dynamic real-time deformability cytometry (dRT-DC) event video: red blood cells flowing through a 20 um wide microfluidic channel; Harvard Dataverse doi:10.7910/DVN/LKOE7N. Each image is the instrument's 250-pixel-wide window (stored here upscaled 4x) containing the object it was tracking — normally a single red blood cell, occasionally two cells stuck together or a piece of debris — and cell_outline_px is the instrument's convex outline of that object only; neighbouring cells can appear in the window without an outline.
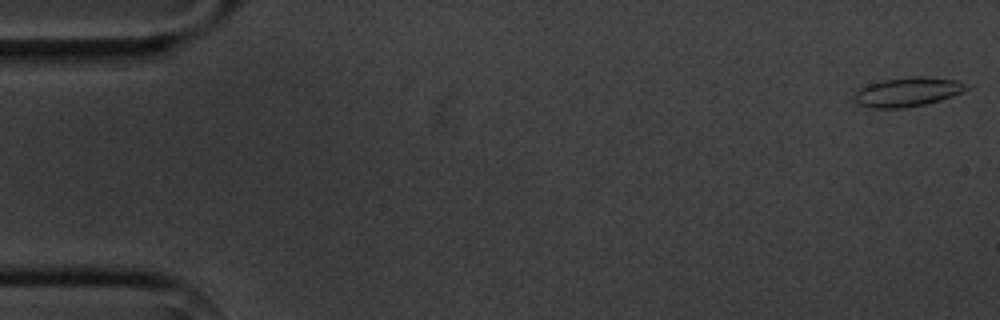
{"species": "common noctule bat (a hibernating species)", "species_latin": "Nyctalus noctula", "temperature_condition": "cold", "stored_images_in_passage": 5, "camera_frame_rate_fps": 3000, "um_per_image_px": 0.085, "animal": {"sex": "male", "body_mass_g": 20.1, "forearm_length_mm": 53.5}, "frame": {"image": 1, "passage_image": 1, "time_ms": 0.0, "image_size_px": [1000, 320], "cell_outline_px": [[968, 88], [964, 92], [940, 100], [924, 104], [904, 108], [868, 108], [860, 104], [852, 96], [860, 88], [868, 84], [884, 80], [916, 76], [928, 76], [956, 80], [968, 84]], "centroid_in_image_um": [77.17, 7.81], "position_along_channel_um": 7.8, "area_um2": 19.07}}